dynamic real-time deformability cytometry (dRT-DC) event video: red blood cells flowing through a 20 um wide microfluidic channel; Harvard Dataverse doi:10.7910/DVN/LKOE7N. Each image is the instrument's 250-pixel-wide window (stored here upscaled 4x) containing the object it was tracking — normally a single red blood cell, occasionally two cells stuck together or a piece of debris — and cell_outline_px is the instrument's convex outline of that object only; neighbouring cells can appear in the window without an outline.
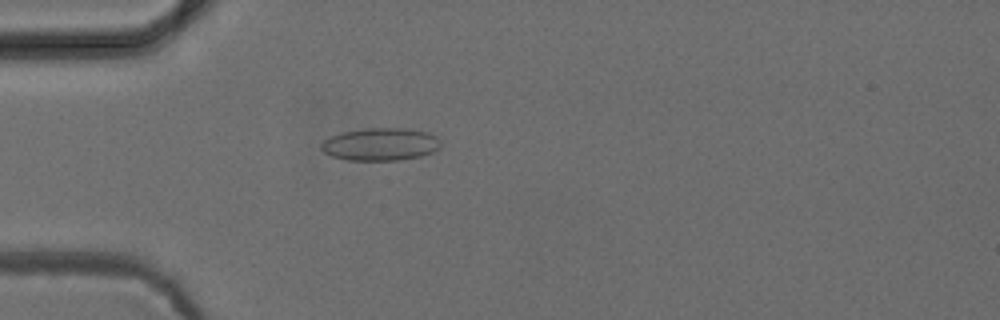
{"species": "common noctule bat (a hibernating species)", "species_latin": "Nyctalus noctula", "temperature_condition": "cold", "stored_images_in_passage": 52, "camera_frame_rate_fps": 3000, "um_per_image_px": 0.085, "animal": {"sex": "female", "body_mass_g": 24.6, "forearm_length_mm": 56.2}, "frame": {"image": 1, "passage_image": 15, "time_ms": 4.667, "image_size_px": [1000, 320], "cell_outline_px": [[440, 148], [432, 152], [420, 156], [400, 160], [348, 160], [332, 156], [324, 152], [320, 148], [320, 144], [324, 140], [340, 132], [364, 128], [404, 128], [428, 132], [436, 136], [440, 140]], "centroid_in_image_um": [32.34, 12.25], "position_along_channel_um": 52.7, "area_um2": 22.83}}
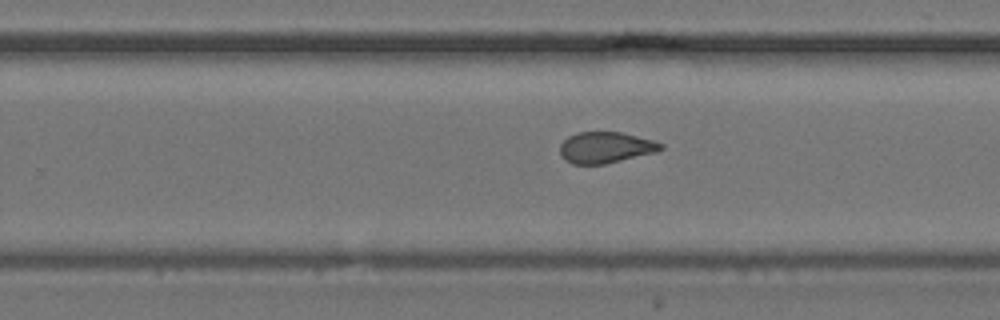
{"frame": {"image": 2, "passage_image": 33, "time_ms": 10.667, "image_size_px": [1000, 320], "cell_outline_px": [[664, 148], [656, 152], [604, 164], [572, 164], [564, 160], [560, 156], [560, 144], [568, 136], [576, 132], [620, 132], [652, 140], [664, 144]], "centroid_in_image_um": [51.44, 12.54], "position_along_channel_um": 278.4, "area_um2": 18.32}}
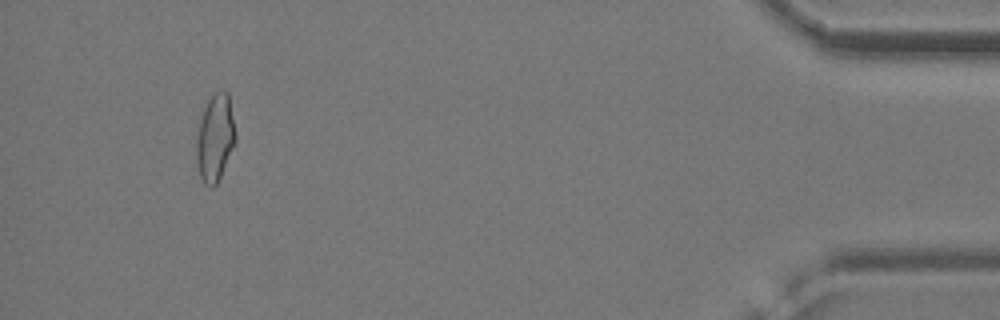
{"frame": {"image": 3, "passage_image": 49, "time_ms": 16.0, "image_size_px": [1000, 320], "cell_outline_px": [[236, 140], [220, 176], [216, 184], [212, 188], [204, 184], [200, 176], [196, 160], [196, 136], [200, 116], [212, 92], [220, 88], [224, 88], [228, 92], [236, 136]], "centroid_in_image_um": [18.26, 11.65], "position_along_channel_um": 416.9, "area_um2": 20.06}, "authors_computed_cell_mechanics": {"area_um2": 19.7676, "velocity_mm_per_s": 3.9232, "shape_relaxation_time_tau1_ms": null, "shape_relaxation_time_tau2_ms": 1.6194, "deformation_change_tau1": null, "deformation_change_tau2": 0.0746}}